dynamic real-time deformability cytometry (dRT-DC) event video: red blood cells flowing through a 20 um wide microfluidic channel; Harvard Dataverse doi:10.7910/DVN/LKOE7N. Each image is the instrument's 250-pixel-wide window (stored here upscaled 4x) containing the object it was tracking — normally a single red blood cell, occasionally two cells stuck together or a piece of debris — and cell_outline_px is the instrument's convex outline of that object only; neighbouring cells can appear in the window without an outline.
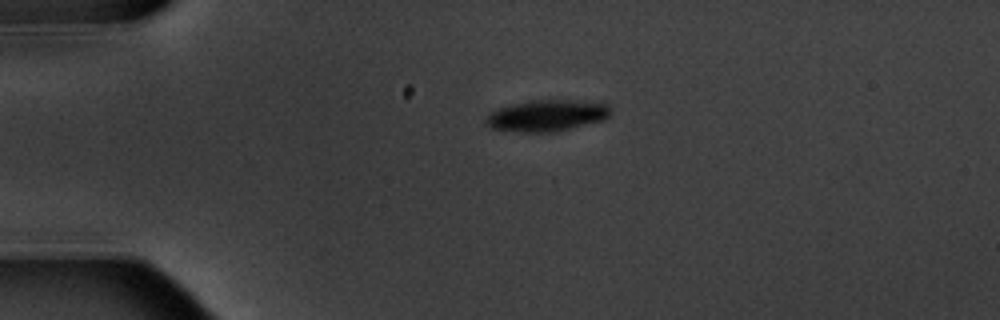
{"species": "common noctule bat (a hibernating species)", "species_latin": "Nyctalus noctula", "temperature_condition": "warm", "stored_images_in_passage": 3, "camera_frame_rate_fps": 3000, "um_per_image_px": 0.085, "animal": {"sex": "male", "body_mass_g": 20.1, "forearm_length_mm": 53.5}, "frame": {"image": 1, "passage_image": 2, "time_ms": 1.0, "image_size_px": [1000, 320], "cell_outline_px": [[612, 112], [604, 120], [556, 132], [520, 132], [492, 128], [484, 124], [484, 120], [496, 108], [508, 104], [528, 100], [572, 100], [608, 104]], "centroid_in_image_um": [46.46, 9.82], "position_along_channel_um": 38.5, "area_um2": 23.06}}